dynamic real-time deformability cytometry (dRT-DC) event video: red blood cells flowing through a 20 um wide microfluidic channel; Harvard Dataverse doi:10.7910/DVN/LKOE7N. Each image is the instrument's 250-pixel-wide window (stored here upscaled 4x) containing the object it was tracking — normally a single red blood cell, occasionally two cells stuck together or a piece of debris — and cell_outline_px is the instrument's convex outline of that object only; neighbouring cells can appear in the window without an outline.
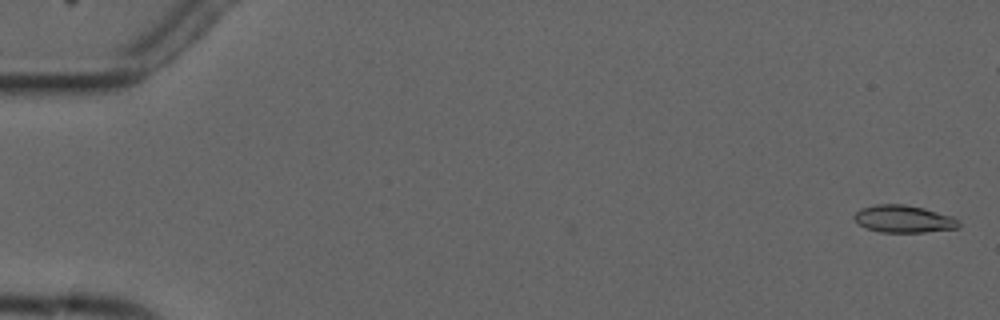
{"species": "common noctule bat (a hibernating species)", "species_latin": "Nyctalus noctula", "temperature_condition": "cold", "stored_images_in_passage": 6, "camera_frame_rate_fps": 3000, "um_per_image_px": 0.085, "animal": {"sex": "male", "forearm_length_mm": 52.5}, "frame": {"image": 1, "passage_image": 1, "time_ms": 0.0, "image_size_px": [1000, 320], "cell_outline_px": [[960, 228], [924, 232], [880, 232], [864, 228], [852, 216], [860, 208], [876, 204], [904, 204], [924, 208], [952, 216], [960, 224]], "centroid_in_image_um": [76.79, 18.61], "position_along_channel_um": 8.2, "area_um2": 16.7}}
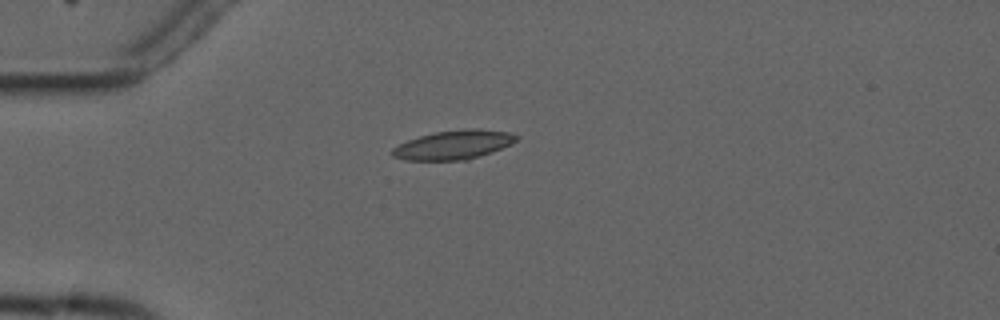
{"frame": {"image": 2, "passage_image": 6, "time_ms": 7.0, "image_size_px": [1000, 320], "cell_outline_px": [[520, 136], [512, 144], [492, 152], [468, 160], [404, 160], [392, 156], [392, 148], [408, 140], [420, 136], [436, 132], [464, 128], [480, 128], [508, 132]], "centroid_in_image_um": [38.59, 12.3], "position_along_channel_um": 46.4, "area_um2": 21.1}}